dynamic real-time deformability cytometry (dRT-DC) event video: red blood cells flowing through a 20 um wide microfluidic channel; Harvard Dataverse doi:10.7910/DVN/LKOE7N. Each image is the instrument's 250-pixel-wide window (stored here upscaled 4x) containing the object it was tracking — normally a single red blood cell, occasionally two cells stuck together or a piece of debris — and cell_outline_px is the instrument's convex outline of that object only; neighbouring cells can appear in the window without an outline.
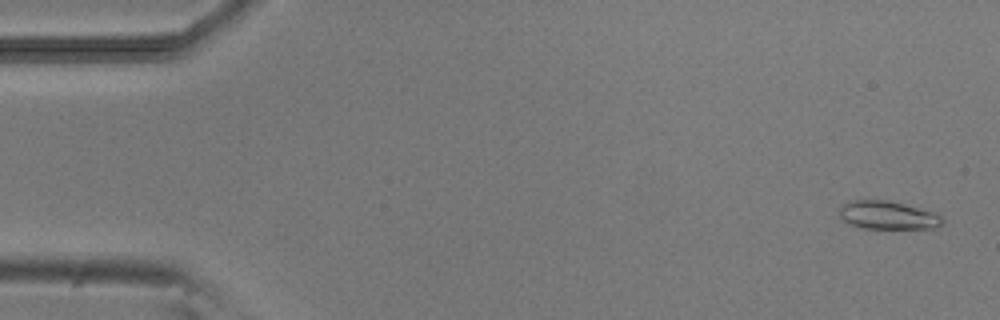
{"species": "common noctule bat (a hibernating species)", "species_latin": "Nyctalus noctula", "temperature_condition": "room temperature", "stored_images_in_passage": 50, "camera_frame_rate_fps": 3000, "um_per_image_px": 0.085, "animal": {"sex": "male", "body_mass_g": 20.5, "forearm_length_mm": 52.5}, "frame": {"image": 1, "passage_image": 2, "time_ms": 0.333, "image_size_px": [1000, 320], "cell_outline_px": [[944, 224], [936, 228], [860, 228], [848, 224], [840, 216], [840, 204], [848, 200], [888, 200], [932, 212], [940, 216], [944, 220]], "centroid_in_image_um": [75.42, 18.29], "position_along_channel_um": 9.6, "area_um2": 16.94}}
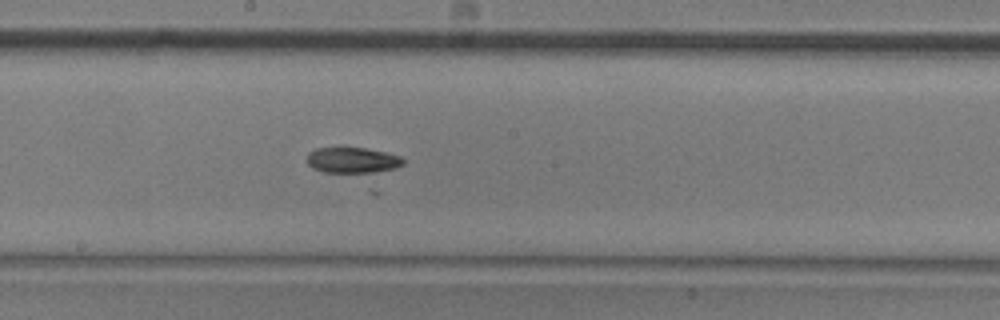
{"frame": {"image": 2, "passage_image": 28, "time_ms": 9.0, "image_size_px": [1000, 320], "cell_outline_px": [[404, 164], [396, 168], [372, 172], [324, 172], [312, 168], [308, 164], [308, 152], [316, 148], [340, 144], [388, 152], [400, 156], [404, 160]], "centroid_in_image_um": [29.93, 13.56], "position_along_channel_um": 218.3, "area_um2": 15.03}}
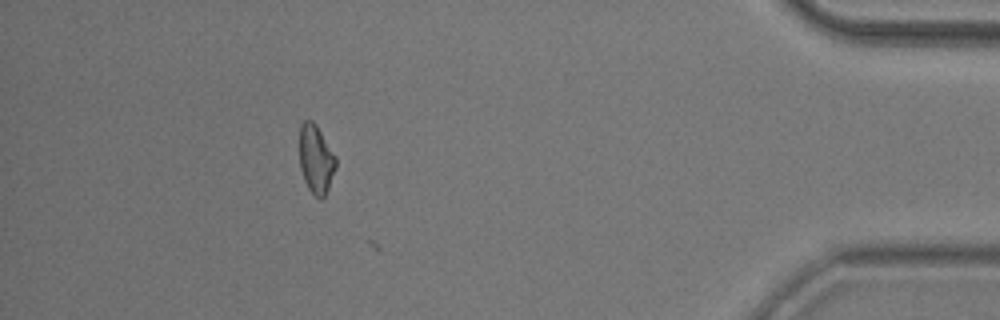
{"frame": {"image": 3, "passage_image": 47, "time_ms": 15.333, "image_size_px": [1000, 320], "cell_outline_px": [[336, 168], [328, 188], [324, 196], [320, 200], [308, 188], [304, 180], [300, 168], [300, 124], [304, 120], [312, 120], [316, 124], [336, 156]], "centroid_in_image_um": [26.86, 13.51], "position_along_channel_um": 408.3, "area_um2": 14.51}, "authors_computed_cell_mechanics": {"area_um2": 15.0569, "velocity_mm_per_s": 3.8375, "shape_relaxation_time_tau1_ms": 1.6501, "shape_relaxation_time_tau2_ms": null, "deformation_change_tau1": 0.3491, "deformation_change_tau2": null}}